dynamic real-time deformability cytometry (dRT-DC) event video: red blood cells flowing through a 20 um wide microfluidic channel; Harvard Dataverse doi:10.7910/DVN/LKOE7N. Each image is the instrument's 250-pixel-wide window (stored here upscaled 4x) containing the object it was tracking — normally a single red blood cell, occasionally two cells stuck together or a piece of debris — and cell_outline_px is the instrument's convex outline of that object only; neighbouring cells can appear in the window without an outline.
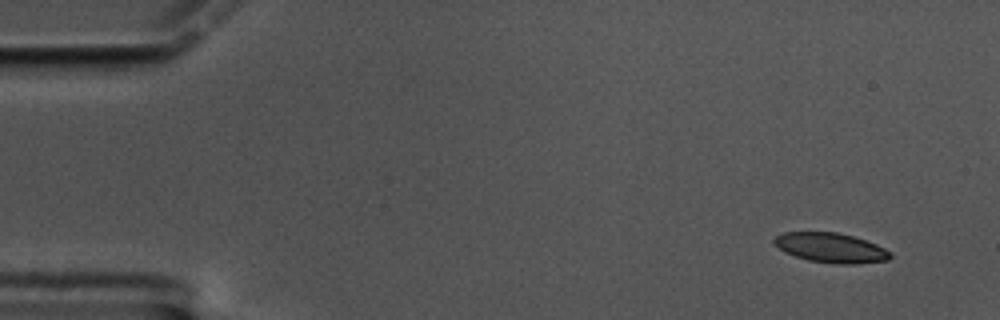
{"species": "common noctule bat (a hibernating species)", "species_latin": "Nyctalus noctula", "temperature_condition": "cold", "stored_images_in_passage": 57, "camera_frame_rate_fps": 3000, "um_per_image_px": 0.085, "animal": {"sex": "male", "body_mass_g": 17.5, "forearm_length_mm": 52.3}, "frame": {"image": 1, "passage_image": 1, "time_ms": 0.0, "image_size_px": [1000, 320], "cell_outline_px": [[892, 256], [888, 260], [852, 264], [840, 264], [808, 260], [784, 252], [772, 240], [776, 236], [784, 232], [840, 232], [876, 244], [892, 252]], "centroid_in_image_um": [70.64, 21.05], "position_along_channel_um": 14.4, "area_um2": 19.94}}
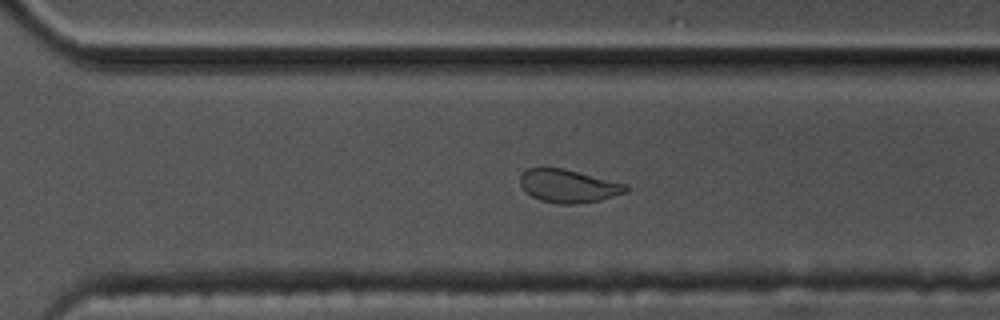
{"frame": {"image": 2, "passage_image": 38, "time_ms": 12.333, "image_size_px": [1000, 320], "cell_outline_px": [[628, 192], [600, 200], [576, 204], [556, 204], [540, 200], [524, 192], [520, 184], [520, 176], [528, 168], [564, 168], [628, 184]], "centroid_in_image_um": [48.32, 15.82], "position_along_channel_um": 322.3, "area_um2": 20.58}}
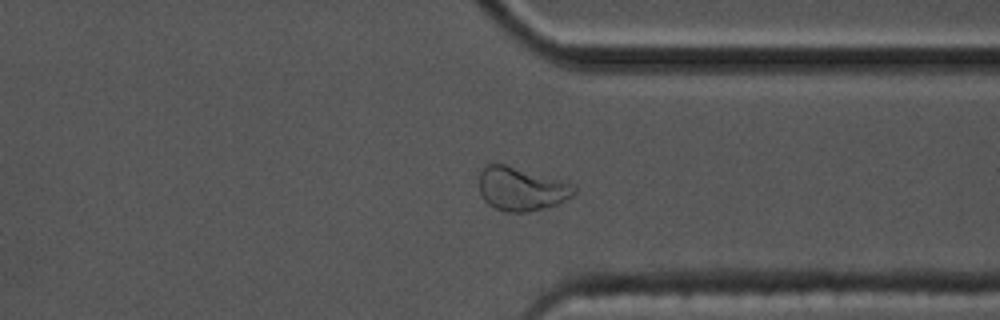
{"frame": {"image": 3, "passage_image": 42, "time_ms": 13.667, "image_size_px": [1000, 320], "cell_outline_px": [[576, 192], [572, 196], [556, 204], [524, 212], [504, 212], [488, 204], [484, 200], [480, 192], [480, 172], [488, 164], [504, 164], [572, 184], [576, 188]], "centroid_in_image_um": [44.28, 16.07], "position_along_channel_um": 367.1, "area_um2": 23.47}, "authors_computed_cell_mechanics": {"area_um2": 21.2704, "velocity_mm_per_s": 3.3811, "shape_relaxation_time_tau1_ms": 5.1311, "shape_relaxation_time_tau2_ms": 2.1086, "deformation_change_tau1": 0.1639, "deformation_change_tau2": 0.0659}}